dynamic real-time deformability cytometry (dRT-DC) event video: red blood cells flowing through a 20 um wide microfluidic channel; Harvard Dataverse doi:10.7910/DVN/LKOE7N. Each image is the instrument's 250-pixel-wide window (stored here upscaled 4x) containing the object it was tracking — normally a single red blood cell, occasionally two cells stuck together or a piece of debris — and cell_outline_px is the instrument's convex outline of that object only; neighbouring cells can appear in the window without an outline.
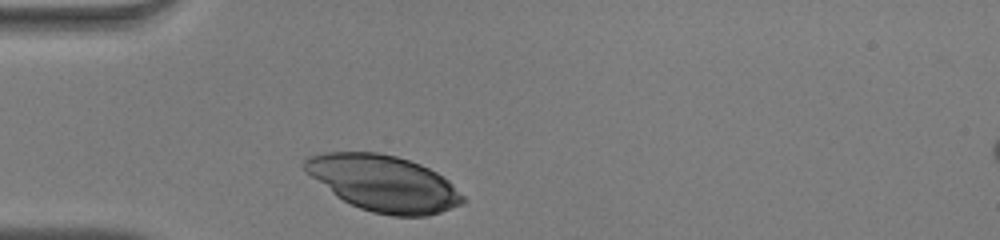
{"species": "human", "species_latin": "Homo sapiens", "temperature_condition": "warm", "stored_images_in_passage": 28, "camera_frame_rate_fps": 3000, "um_per_image_px": 0.085, "donor": {"sex": "male"}, "frame": {"image": 1, "passage_image": 1, "time_ms": 0.0, "image_size_px": [1000, 240], "cell_outline_px": [[464, 200], [460, 204], [440, 212], [428, 216], [392, 216], [372, 212], [360, 208], [336, 196], [312, 176], [300, 164], [308, 156], [324, 152], [380, 152], [396, 156], [420, 164], [436, 172], [448, 180], [464, 196]], "centroid_in_image_um": [32.6, 15.57], "position_along_channel_um": 52.4, "area_um2": 51.27}}
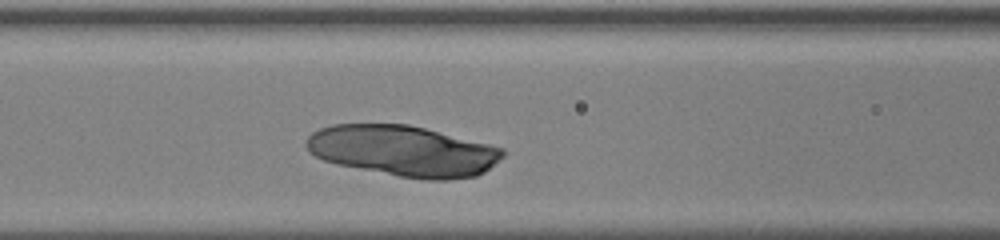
{"frame": {"image": 2, "passage_image": 8, "time_ms": 2.333, "image_size_px": [1000, 240], "cell_outline_px": [[504, 156], [484, 172], [476, 176], [448, 180], [428, 180], [400, 176], [336, 164], [324, 160], [308, 152], [304, 144], [308, 136], [312, 132], [320, 128], [332, 124], [408, 124], [504, 148]], "centroid_in_image_um": [34.24, 12.82], "position_along_channel_um": 132.4, "area_um2": 57.97}}
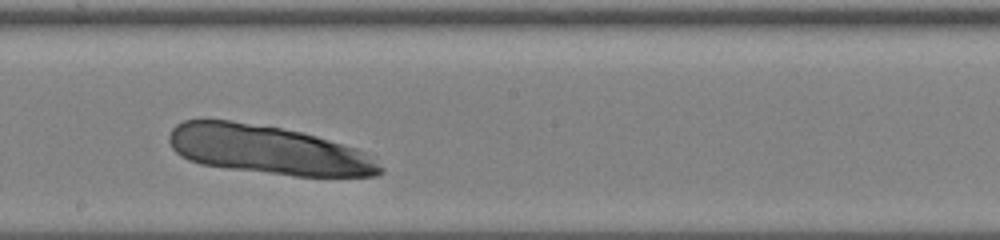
{"frame": {"image": 3, "passage_image": 15, "time_ms": 4.667, "image_size_px": [1000, 240], "cell_outline_px": [[384, 172], [376, 176], [296, 176], [200, 164], [188, 160], [180, 156], [172, 148], [168, 140], [168, 136], [172, 128], [176, 124], [184, 120], [232, 120], [280, 128], [300, 132], [316, 136], [356, 148], [364, 152], [384, 168]], "centroid_in_image_um": [22.75, 12.74], "position_along_channel_um": 225.4, "area_um2": 59.59}}